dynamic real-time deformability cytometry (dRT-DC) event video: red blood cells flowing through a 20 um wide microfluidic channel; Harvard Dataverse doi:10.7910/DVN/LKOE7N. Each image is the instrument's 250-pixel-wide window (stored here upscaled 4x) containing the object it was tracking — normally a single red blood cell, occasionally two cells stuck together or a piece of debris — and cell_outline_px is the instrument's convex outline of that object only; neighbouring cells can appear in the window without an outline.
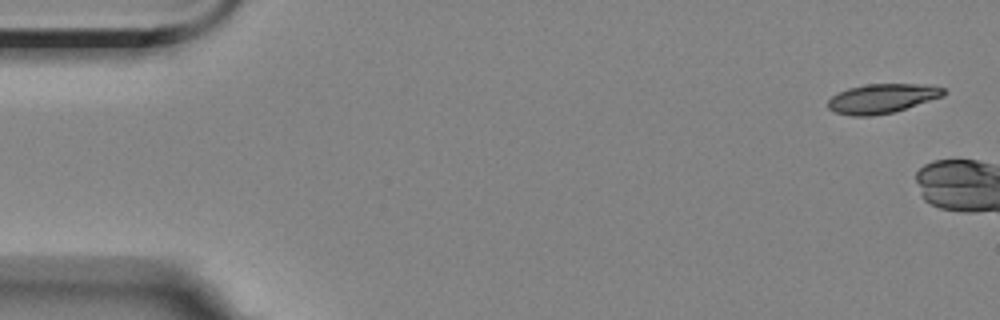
{"species": "Egyptian fruit bat (a non-hibernating species)", "species_latin": "Rousettus aegyptiacus", "temperature_condition": "room temperature", "stored_images_in_passage": 4, "camera_frame_rate_fps": 3000, "um_per_image_px": 0.085, "animal": {"sex": "female"}, "frame": {"image": 1, "passage_image": 1, "time_ms": 0.0, "image_size_px": [1000, 320], "cell_outline_px": [[948, 92], [944, 96], [892, 112], [872, 116], [852, 116], [832, 112], [828, 108], [828, 100], [832, 96], [848, 88], [868, 84], [928, 84], [944, 88]], "centroid_in_image_um": [74.98, 8.37], "position_along_channel_um": 10.0, "area_um2": 19.83}}